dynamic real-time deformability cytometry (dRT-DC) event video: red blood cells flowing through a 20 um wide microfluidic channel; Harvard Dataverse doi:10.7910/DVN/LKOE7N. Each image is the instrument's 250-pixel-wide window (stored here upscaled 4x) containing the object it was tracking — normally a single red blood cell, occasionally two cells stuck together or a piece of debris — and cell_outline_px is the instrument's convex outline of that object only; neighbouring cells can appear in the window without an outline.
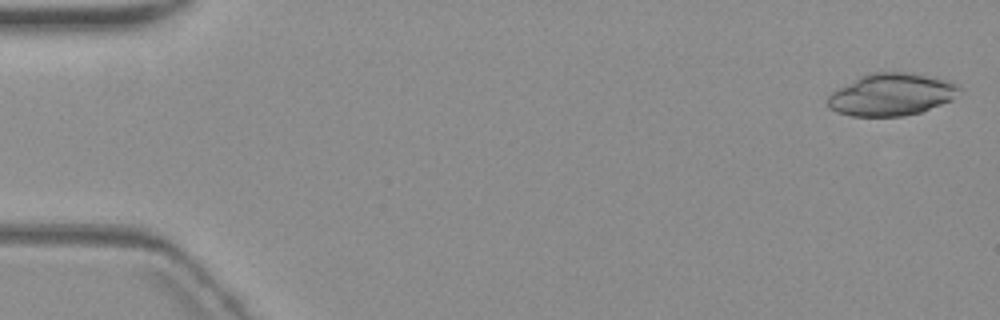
{"species": "common noctule bat (a hibernating species)", "species_latin": "Nyctalus noctula", "temperature_condition": "warm", "stored_images_in_passage": 6, "camera_frame_rate_fps": 3000, "um_per_image_px": 0.085, "animal": {"sex": "female", "body_mass_g": 19.3, "forearm_length_mm": 54.1}, "frame": {"image": 1, "passage_image": 1, "time_ms": 0.0, "image_size_px": [1000, 320], "cell_outline_px": [[960, 88], [952, 100], [920, 112], [904, 116], [852, 116], [836, 112], [828, 108], [828, 96], [832, 92], [860, 76], [868, 72], [904, 72], [944, 80], [956, 84]], "centroid_in_image_um": [75.71, 8.05], "position_along_channel_um": 9.3, "area_um2": 31.96}}